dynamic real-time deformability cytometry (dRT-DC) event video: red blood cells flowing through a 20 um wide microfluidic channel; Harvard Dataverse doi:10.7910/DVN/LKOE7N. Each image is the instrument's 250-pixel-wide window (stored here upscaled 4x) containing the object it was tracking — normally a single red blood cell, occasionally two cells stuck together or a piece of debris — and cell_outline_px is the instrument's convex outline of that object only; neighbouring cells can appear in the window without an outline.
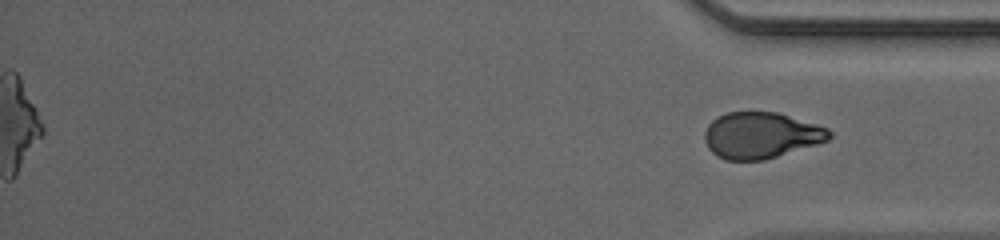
{"species": "human", "species_latin": "Homo sapiens", "temperature_condition": "cold", "stored_images_in_passage": 54, "segment_of_instrument_passage": [2, 2], "camera_frame_rate_fps": 3000, "um_per_image_px": 0.085, "donor": {"sex": "male"}, "frame": {"image": 1, "passage_image": 54, "time_ms": 17.667, "image_size_px": [1000, 240], "cell_outline_px": [[832, 136], [828, 140], [816, 144], [764, 160], [724, 160], [716, 156], [708, 148], [704, 140], [704, 132], [708, 124], [716, 116], [728, 112], [776, 112], [816, 124], [828, 128], [832, 132]], "centroid_in_image_um": [64.65, 11.5], "position_along_channel_um": 370.6, "area_um2": 33.58}}